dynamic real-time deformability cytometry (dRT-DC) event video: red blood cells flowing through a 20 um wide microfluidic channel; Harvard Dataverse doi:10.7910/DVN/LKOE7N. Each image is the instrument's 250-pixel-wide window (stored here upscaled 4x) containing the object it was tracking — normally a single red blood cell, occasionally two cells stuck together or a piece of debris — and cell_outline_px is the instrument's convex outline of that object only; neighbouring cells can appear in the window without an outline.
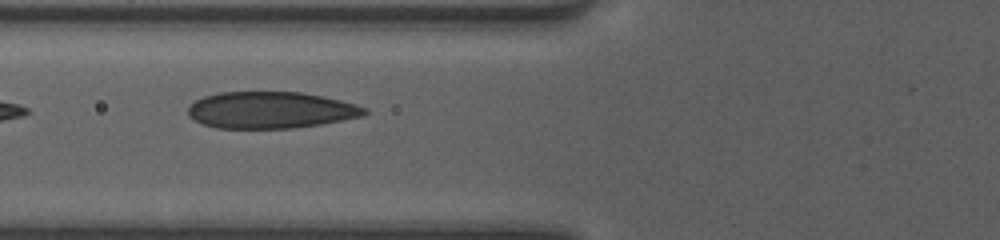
{"species": "human", "species_latin": "Homo sapiens", "temperature_condition": "room temperature", "stored_images_in_passage": 6, "camera_frame_rate_fps": 3000, "um_per_image_px": 0.085, "donor": {"sex": "female"}, "frame": {"image": 1, "passage_image": 3, "time_ms": 0.667, "image_size_px": [1000, 240], "cell_outline_px": [[368, 112], [364, 116], [320, 124], [292, 128], [216, 128], [204, 124], [188, 116], [188, 108], [196, 100], [204, 96], [220, 92], [300, 92], [324, 96], [356, 104], [364, 108]], "centroid_in_image_um": [23.01, 9.35], "position_along_channel_um": 102.8, "area_um2": 37.57}}